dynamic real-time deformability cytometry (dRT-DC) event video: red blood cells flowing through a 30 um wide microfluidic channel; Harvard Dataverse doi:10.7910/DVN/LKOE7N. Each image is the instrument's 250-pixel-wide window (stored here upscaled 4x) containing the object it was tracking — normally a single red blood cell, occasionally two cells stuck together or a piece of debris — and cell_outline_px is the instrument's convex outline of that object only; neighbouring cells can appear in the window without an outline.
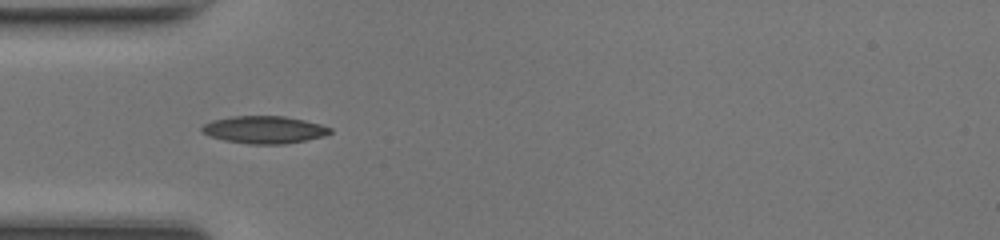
{"species": "common noctule bat (a hibernating species)", "species_latin": "Nyctalus noctula", "temperature_condition": "room temperature", "stored_images_in_passage": 29, "camera_frame_rate_fps": 3000, "um_per_image_px": 0.085, "animal": {"sex": "female", "body_mass_g": 17.0, "forearm_length_mm": 48.0}, "frame": {"image": 1, "passage_image": 1, "time_ms": 0.0, "image_size_px": [1000, 240], "cell_outline_px": [[332, 132], [324, 136], [284, 144], [248, 144], [224, 140], [212, 136], [204, 132], [200, 128], [204, 124], [212, 120], [232, 116], [284, 116], [304, 120], [320, 124], [332, 128]], "centroid_in_image_um": [22.47, 11.02], "position_along_channel_um": 62.5, "area_um2": 20.35}}
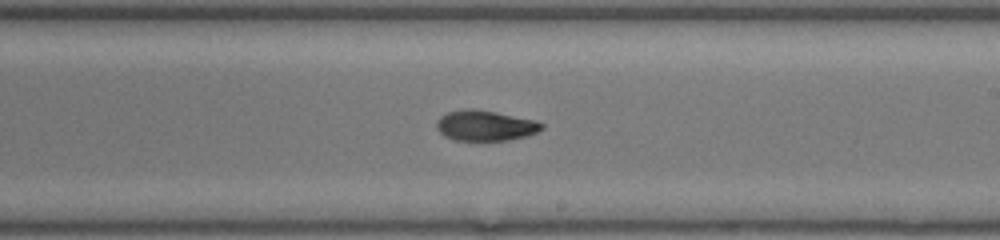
{"frame": {"image": 2, "passage_image": 14, "time_ms": 4.333, "image_size_px": [1000, 240], "cell_outline_px": [[544, 128], [536, 132], [524, 136], [508, 140], [452, 140], [444, 136], [436, 128], [436, 120], [440, 116], [448, 112], [468, 108], [472, 108], [496, 112], [536, 120], [544, 124]], "centroid_in_image_um": [41.22, 10.67], "position_along_channel_um": 247.8, "area_um2": 18.67}}
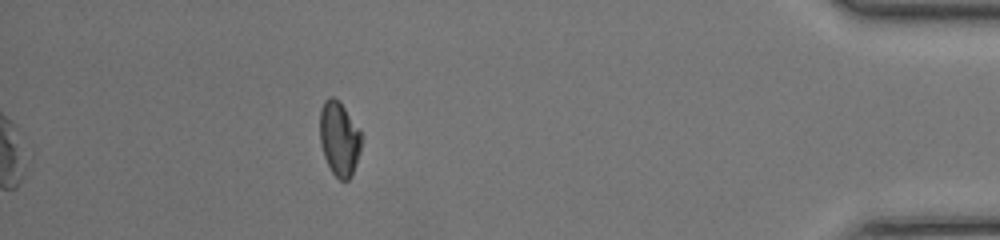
{"frame": {"image": 3, "passage_image": 29, "time_ms": 9.333, "image_size_px": [1000, 240], "cell_outline_px": [[364, 136], [352, 176], [348, 180], [340, 180], [332, 172], [324, 156], [320, 144], [320, 108], [324, 100], [328, 96], [332, 96], [344, 108]], "centroid_in_image_um": [28.84, 11.79], "position_along_channel_um": 406.4, "area_um2": 17.98}, "authors_computed_cell_mechanics": {"area_um2": 18.6116, "velocity_mm_per_s": 4.2832, "shape_relaxation_time_tau1_ms": 7.0284, "shape_relaxation_time_tau2_ms": 2.2514, "deformation_change_tau1": 0.222, "deformation_change_tau2": 0.0637}}